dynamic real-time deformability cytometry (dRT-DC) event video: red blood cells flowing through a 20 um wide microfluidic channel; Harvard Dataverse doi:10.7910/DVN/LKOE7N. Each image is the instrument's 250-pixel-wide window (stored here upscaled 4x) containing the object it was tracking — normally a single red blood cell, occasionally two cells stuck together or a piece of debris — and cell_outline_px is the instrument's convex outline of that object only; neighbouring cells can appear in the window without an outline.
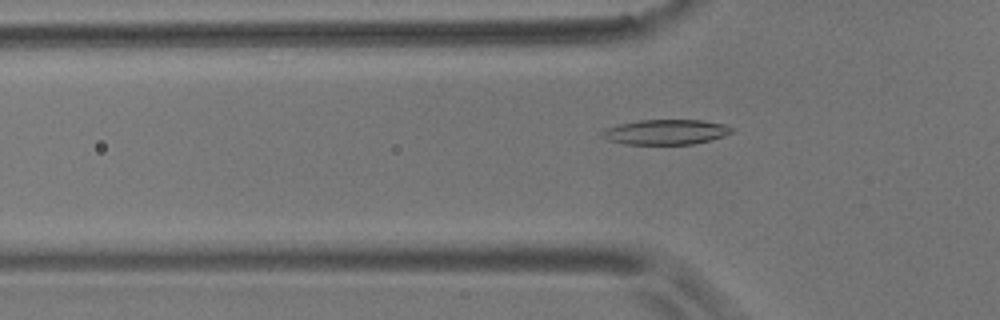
{"species": "common noctule bat (a hibernating species)", "species_latin": "Nyctalus noctula", "temperature_condition": "room temperature", "stored_images_in_passage": 49, "camera_frame_rate_fps": 3000, "um_per_image_px": 0.085, "animal": {"sex": "male", "body_mass_g": 17.9}, "frame": {"image": 1, "passage_image": 11, "time_ms": 3.333, "image_size_px": [1000, 320], "cell_outline_px": [[732, 132], [724, 136], [712, 140], [692, 144], [624, 144], [608, 140], [600, 136], [600, 132], [604, 128], [620, 124], [640, 120], [704, 120], [724, 124], [732, 128]], "centroid_in_image_um": [56.57, 11.22], "position_along_channel_um": 69.2, "area_um2": 19.02}}
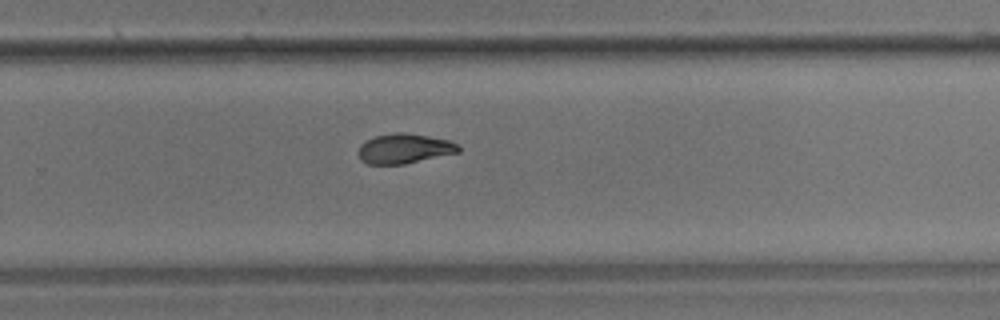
{"frame": {"image": 2, "passage_image": 30, "time_ms": 9.667, "image_size_px": [1000, 320], "cell_outline_px": [[460, 152], [404, 164], [368, 164], [360, 160], [356, 152], [360, 144], [376, 136], [396, 132], [404, 132], [428, 136], [448, 140], [456, 144], [460, 148]], "centroid_in_image_um": [34.33, 12.64], "position_along_channel_um": 295.5, "area_um2": 17.4}}
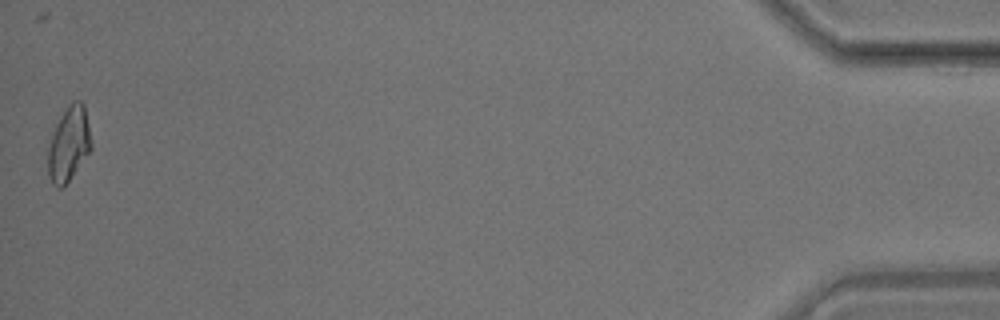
{"frame": {"image": 3, "passage_image": 49, "time_ms": 16.0, "image_size_px": [1000, 320], "cell_outline_px": [[92, 148], [64, 188], [56, 188], [52, 184], [48, 176], [48, 148], [56, 124], [60, 116], [68, 104], [72, 100], [80, 100], [84, 104], [92, 144]], "centroid_in_image_um": [5.84, 12.26], "position_along_channel_um": 429.4, "area_um2": 18.9}, "authors_computed_cell_mechanics": {"area_um2": 18.0336, "velocity_mm_per_s": 3.5667, "shape_relaxation_time_tau1_ms": 6.7052, "shape_relaxation_time_tau2_ms": 4.4245, "deformation_change_tau1": 0.1698, "deformation_change_tau2": 0.0905}}